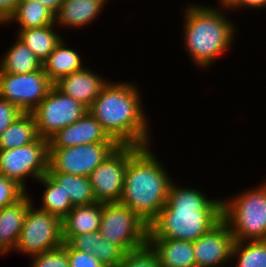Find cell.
Returning a JSON list of instances; mask_svg holds the SVG:
<instances>
[{
  "label": "cell",
  "instance_id": "cell-1",
  "mask_svg": "<svg viewBox=\"0 0 266 267\" xmlns=\"http://www.w3.org/2000/svg\"><path fill=\"white\" fill-rule=\"evenodd\" d=\"M207 197L172 181L166 204L148 225V238L194 242L209 232L222 220V200Z\"/></svg>",
  "mask_w": 266,
  "mask_h": 267
},
{
  "label": "cell",
  "instance_id": "cell-2",
  "mask_svg": "<svg viewBox=\"0 0 266 267\" xmlns=\"http://www.w3.org/2000/svg\"><path fill=\"white\" fill-rule=\"evenodd\" d=\"M141 92L132 82H108L88 111L119 145H151ZM150 132V133H149Z\"/></svg>",
  "mask_w": 266,
  "mask_h": 267
},
{
  "label": "cell",
  "instance_id": "cell-3",
  "mask_svg": "<svg viewBox=\"0 0 266 267\" xmlns=\"http://www.w3.org/2000/svg\"><path fill=\"white\" fill-rule=\"evenodd\" d=\"M150 147L151 145L140 147L129 158L119 201L130 207L147 225L166 204L170 185L174 181Z\"/></svg>",
  "mask_w": 266,
  "mask_h": 267
},
{
  "label": "cell",
  "instance_id": "cell-4",
  "mask_svg": "<svg viewBox=\"0 0 266 267\" xmlns=\"http://www.w3.org/2000/svg\"><path fill=\"white\" fill-rule=\"evenodd\" d=\"M184 9L183 39L194 66L206 69L231 49L236 36L235 25L224 9L202 4H187Z\"/></svg>",
  "mask_w": 266,
  "mask_h": 267
},
{
  "label": "cell",
  "instance_id": "cell-5",
  "mask_svg": "<svg viewBox=\"0 0 266 267\" xmlns=\"http://www.w3.org/2000/svg\"><path fill=\"white\" fill-rule=\"evenodd\" d=\"M222 220L235 241L266 240V182L222 199Z\"/></svg>",
  "mask_w": 266,
  "mask_h": 267
},
{
  "label": "cell",
  "instance_id": "cell-6",
  "mask_svg": "<svg viewBox=\"0 0 266 267\" xmlns=\"http://www.w3.org/2000/svg\"><path fill=\"white\" fill-rule=\"evenodd\" d=\"M99 232L125 253L147 244L148 225L130 207L121 203H102Z\"/></svg>",
  "mask_w": 266,
  "mask_h": 267
},
{
  "label": "cell",
  "instance_id": "cell-7",
  "mask_svg": "<svg viewBox=\"0 0 266 267\" xmlns=\"http://www.w3.org/2000/svg\"><path fill=\"white\" fill-rule=\"evenodd\" d=\"M49 140L38 137L34 142L13 149H0V174L16 181L26 190V177L37 181L48 170Z\"/></svg>",
  "mask_w": 266,
  "mask_h": 267
},
{
  "label": "cell",
  "instance_id": "cell-8",
  "mask_svg": "<svg viewBox=\"0 0 266 267\" xmlns=\"http://www.w3.org/2000/svg\"><path fill=\"white\" fill-rule=\"evenodd\" d=\"M63 245L62 220L35 207L34 201L21 229L15 252L34 256Z\"/></svg>",
  "mask_w": 266,
  "mask_h": 267
},
{
  "label": "cell",
  "instance_id": "cell-9",
  "mask_svg": "<svg viewBox=\"0 0 266 267\" xmlns=\"http://www.w3.org/2000/svg\"><path fill=\"white\" fill-rule=\"evenodd\" d=\"M87 112L86 106L53 85L31 113L35 118L38 136L49 140L59 130L75 123Z\"/></svg>",
  "mask_w": 266,
  "mask_h": 267
},
{
  "label": "cell",
  "instance_id": "cell-10",
  "mask_svg": "<svg viewBox=\"0 0 266 267\" xmlns=\"http://www.w3.org/2000/svg\"><path fill=\"white\" fill-rule=\"evenodd\" d=\"M118 146V143H90L66 148H49L47 172L89 177Z\"/></svg>",
  "mask_w": 266,
  "mask_h": 267
},
{
  "label": "cell",
  "instance_id": "cell-11",
  "mask_svg": "<svg viewBox=\"0 0 266 267\" xmlns=\"http://www.w3.org/2000/svg\"><path fill=\"white\" fill-rule=\"evenodd\" d=\"M139 148L133 145H119L89 175L98 203H118L120 201L127 162Z\"/></svg>",
  "mask_w": 266,
  "mask_h": 267
},
{
  "label": "cell",
  "instance_id": "cell-12",
  "mask_svg": "<svg viewBox=\"0 0 266 267\" xmlns=\"http://www.w3.org/2000/svg\"><path fill=\"white\" fill-rule=\"evenodd\" d=\"M53 85L43 67L28 74L0 71V98L14 103L23 113H31Z\"/></svg>",
  "mask_w": 266,
  "mask_h": 267
},
{
  "label": "cell",
  "instance_id": "cell-13",
  "mask_svg": "<svg viewBox=\"0 0 266 267\" xmlns=\"http://www.w3.org/2000/svg\"><path fill=\"white\" fill-rule=\"evenodd\" d=\"M234 236L229 226L221 220L209 232L193 242L197 267H221L231 264Z\"/></svg>",
  "mask_w": 266,
  "mask_h": 267
},
{
  "label": "cell",
  "instance_id": "cell-14",
  "mask_svg": "<svg viewBox=\"0 0 266 267\" xmlns=\"http://www.w3.org/2000/svg\"><path fill=\"white\" fill-rule=\"evenodd\" d=\"M90 143H117L104 131L101 124L88 111L75 123L54 134L49 139V148H66Z\"/></svg>",
  "mask_w": 266,
  "mask_h": 267
},
{
  "label": "cell",
  "instance_id": "cell-15",
  "mask_svg": "<svg viewBox=\"0 0 266 267\" xmlns=\"http://www.w3.org/2000/svg\"><path fill=\"white\" fill-rule=\"evenodd\" d=\"M108 79L85 67L60 78L54 86L65 95L74 98L88 109L99 96Z\"/></svg>",
  "mask_w": 266,
  "mask_h": 267
},
{
  "label": "cell",
  "instance_id": "cell-16",
  "mask_svg": "<svg viewBox=\"0 0 266 267\" xmlns=\"http://www.w3.org/2000/svg\"><path fill=\"white\" fill-rule=\"evenodd\" d=\"M32 203L33 199L26 193L16 203L0 209V255L14 251Z\"/></svg>",
  "mask_w": 266,
  "mask_h": 267
},
{
  "label": "cell",
  "instance_id": "cell-17",
  "mask_svg": "<svg viewBox=\"0 0 266 267\" xmlns=\"http://www.w3.org/2000/svg\"><path fill=\"white\" fill-rule=\"evenodd\" d=\"M107 1L109 0H64L55 14V25L65 29H82L97 20Z\"/></svg>",
  "mask_w": 266,
  "mask_h": 267
},
{
  "label": "cell",
  "instance_id": "cell-18",
  "mask_svg": "<svg viewBox=\"0 0 266 267\" xmlns=\"http://www.w3.org/2000/svg\"><path fill=\"white\" fill-rule=\"evenodd\" d=\"M147 243L156 252L160 267H197L193 242L168 238H148Z\"/></svg>",
  "mask_w": 266,
  "mask_h": 267
},
{
  "label": "cell",
  "instance_id": "cell-19",
  "mask_svg": "<svg viewBox=\"0 0 266 267\" xmlns=\"http://www.w3.org/2000/svg\"><path fill=\"white\" fill-rule=\"evenodd\" d=\"M102 217V203L74 206L62 219L63 242H68L74 235L99 231Z\"/></svg>",
  "mask_w": 266,
  "mask_h": 267
},
{
  "label": "cell",
  "instance_id": "cell-20",
  "mask_svg": "<svg viewBox=\"0 0 266 267\" xmlns=\"http://www.w3.org/2000/svg\"><path fill=\"white\" fill-rule=\"evenodd\" d=\"M65 42L62 39L42 63L44 72L53 84L60 78L85 68L80 53L66 47Z\"/></svg>",
  "mask_w": 266,
  "mask_h": 267
},
{
  "label": "cell",
  "instance_id": "cell-21",
  "mask_svg": "<svg viewBox=\"0 0 266 267\" xmlns=\"http://www.w3.org/2000/svg\"><path fill=\"white\" fill-rule=\"evenodd\" d=\"M17 22V30L42 28L55 24V14L37 1L20 0L14 12L3 23Z\"/></svg>",
  "mask_w": 266,
  "mask_h": 267
},
{
  "label": "cell",
  "instance_id": "cell-22",
  "mask_svg": "<svg viewBox=\"0 0 266 267\" xmlns=\"http://www.w3.org/2000/svg\"><path fill=\"white\" fill-rule=\"evenodd\" d=\"M55 26L17 30L16 37L43 63L63 39L54 29Z\"/></svg>",
  "mask_w": 266,
  "mask_h": 267
},
{
  "label": "cell",
  "instance_id": "cell-23",
  "mask_svg": "<svg viewBox=\"0 0 266 267\" xmlns=\"http://www.w3.org/2000/svg\"><path fill=\"white\" fill-rule=\"evenodd\" d=\"M15 43L0 59V71L13 74H28L42 68L41 61L17 37Z\"/></svg>",
  "mask_w": 266,
  "mask_h": 267
},
{
  "label": "cell",
  "instance_id": "cell-24",
  "mask_svg": "<svg viewBox=\"0 0 266 267\" xmlns=\"http://www.w3.org/2000/svg\"><path fill=\"white\" fill-rule=\"evenodd\" d=\"M32 113L20 114L0 135V149H13L28 145L38 138Z\"/></svg>",
  "mask_w": 266,
  "mask_h": 267
},
{
  "label": "cell",
  "instance_id": "cell-25",
  "mask_svg": "<svg viewBox=\"0 0 266 267\" xmlns=\"http://www.w3.org/2000/svg\"><path fill=\"white\" fill-rule=\"evenodd\" d=\"M58 184L66 196H69L73 206L89 205L96 201L89 177L77 176L61 172H47Z\"/></svg>",
  "mask_w": 266,
  "mask_h": 267
},
{
  "label": "cell",
  "instance_id": "cell-26",
  "mask_svg": "<svg viewBox=\"0 0 266 267\" xmlns=\"http://www.w3.org/2000/svg\"><path fill=\"white\" fill-rule=\"evenodd\" d=\"M37 182L45 188L41 197V207L38 208L62 220L74 207L69 196L63 191L62 185L56 183L47 173Z\"/></svg>",
  "mask_w": 266,
  "mask_h": 267
},
{
  "label": "cell",
  "instance_id": "cell-27",
  "mask_svg": "<svg viewBox=\"0 0 266 267\" xmlns=\"http://www.w3.org/2000/svg\"><path fill=\"white\" fill-rule=\"evenodd\" d=\"M232 260L233 267H266V240L235 241Z\"/></svg>",
  "mask_w": 266,
  "mask_h": 267
},
{
  "label": "cell",
  "instance_id": "cell-28",
  "mask_svg": "<svg viewBox=\"0 0 266 267\" xmlns=\"http://www.w3.org/2000/svg\"><path fill=\"white\" fill-rule=\"evenodd\" d=\"M118 267H160L156 252L147 243L141 248L129 251Z\"/></svg>",
  "mask_w": 266,
  "mask_h": 267
},
{
  "label": "cell",
  "instance_id": "cell-29",
  "mask_svg": "<svg viewBox=\"0 0 266 267\" xmlns=\"http://www.w3.org/2000/svg\"><path fill=\"white\" fill-rule=\"evenodd\" d=\"M33 258V259H32ZM30 267H70L67 255V242L52 250L31 257Z\"/></svg>",
  "mask_w": 266,
  "mask_h": 267
},
{
  "label": "cell",
  "instance_id": "cell-30",
  "mask_svg": "<svg viewBox=\"0 0 266 267\" xmlns=\"http://www.w3.org/2000/svg\"><path fill=\"white\" fill-rule=\"evenodd\" d=\"M27 191L16 181L0 174V209L20 200Z\"/></svg>",
  "mask_w": 266,
  "mask_h": 267
},
{
  "label": "cell",
  "instance_id": "cell-31",
  "mask_svg": "<svg viewBox=\"0 0 266 267\" xmlns=\"http://www.w3.org/2000/svg\"><path fill=\"white\" fill-rule=\"evenodd\" d=\"M125 252L103 237L99 239L98 260L106 267H118L123 261Z\"/></svg>",
  "mask_w": 266,
  "mask_h": 267
},
{
  "label": "cell",
  "instance_id": "cell-32",
  "mask_svg": "<svg viewBox=\"0 0 266 267\" xmlns=\"http://www.w3.org/2000/svg\"><path fill=\"white\" fill-rule=\"evenodd\" d=\"M99 231L93 233H83L74 235L67 243L75 250L84 251L92 254L98 259L99 239L101 238Z\"/></svg>",
  "mask_w": 266,
  "mask_h": 267
},
{
  "label": "cell",
  "instance_id": "cell-33",
  "mask_svg": "<svg viewBox=\"0 0 266 267\" xmlns=\"http://www.w3.org/2000/svg\"><path fill=\"white\" fill-rule=\"evenodd\" d=\"M67 255L70 267H106L92 254L75 250L68 243Z\"/></svg>",
  "mask_w": 266,
  "mask_h": 267
},
{
  "label": "cell",
  "instance_id": "cell-34",
  "mask_svg": "<svg viewBox=\"0 0 266 267\" xmlns=\"http://www.w3.org/2000/svg\"><path fill=\"white\" fill-rule=\"evenodd\" d=\"M22 113L14 103L0 98V135Z\"/></svg>",
  "mask_w": 266,
  "mask_h": 267
},
{
  "label": "cell",
  "instance_id": "cell-35",
  "mask_svg": "<svg viewBox=\"0 0 266 267\" xmlns=\"http://www.w3.org/2000/svg\"><path fill=\"white\" fill-rule=\"evenodd\" d=\"M20 0H0V25L14 12Z\"/></svg>",
  "mask_w": 266,
  "mask_h": 267
},
{
  "label": "cell",
  "instance_id": "cell-36",
  "mask_svg": "<svg viewBox=\"0 0 266 267\" xmlns=\"http://www.w3.org/2000/svg\"><path fill=\"white\" fill-rule=\"evenodd\" d=\"M266 7V0H238V9H263Z\"/></svg>",
  "mask_w": 266,
  "mask_h": 267
},
{
  "label": "cell",
  "instance_id": "cell-37",
  "mask_svg": "<svg viewBox=\"0 0 266 267\" xmlns=\"http://www.w3.org/2000/svg\"><path fill=\"white\" fill-rule=\"evenodd\" d=\"M31 1H37V3L44 5L49 10H51L54 14L58 12L60 6L64 2V0H31Z\"/></svg>",
  "mask_w": 266,
  "mask_h": 267
},
{
  "label": "cell",
  "instance_id": "cell-38",
  "mask_svg": "<svg viewBox=\"0 0 266 267\" xmlns=\"http://www.w3.org/2000/svg\"><path fill=\"white\" fill-rule=\"evenodd\" d=\"M218 3H220L219 7H213V6H206L208 8H213V9H219L220 7H223L222 9L228 11V9L230 8L231 10L235 9L237 10L238 9V0H217Z\"/></svg>",
  "mask_w": 266,
  "mask_h": 267
}]
</instances>
